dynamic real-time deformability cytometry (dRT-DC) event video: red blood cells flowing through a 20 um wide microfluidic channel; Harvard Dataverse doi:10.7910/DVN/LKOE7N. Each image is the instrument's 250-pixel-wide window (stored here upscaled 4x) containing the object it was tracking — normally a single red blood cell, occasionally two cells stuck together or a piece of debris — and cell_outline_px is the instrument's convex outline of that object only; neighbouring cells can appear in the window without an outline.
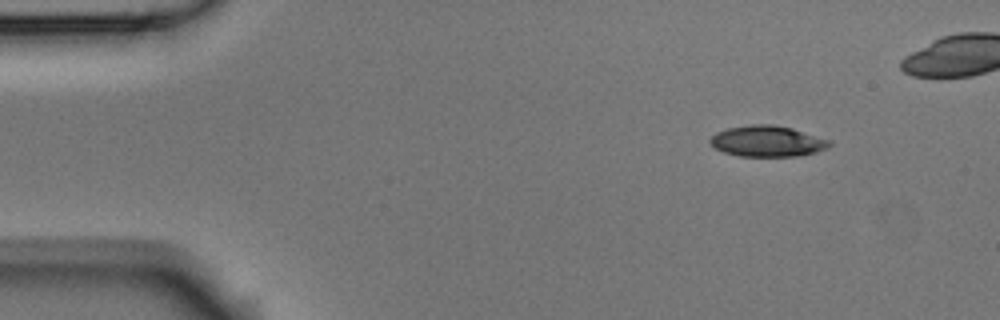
{"species": "Egyptian fruit bat (a non-hibernating species)", "species_latin": "Rousettus aegyptiacus", "temperature_condition": "room temperature", "stored_images_in_passage": 8, "camera_frame_rate_fps": 3000, "um_per_image_px": 0.085, "animal": {"sex": "male"}, "frame": {"image": 1, "passage_image": 1, "time_ms": 0.0, "image_size_px": [1000, 320], "cell_outline_px": [[832, 144], [828, 148], [816, 152], [796, 156], [740, 156], [724, 152], [708, 144], [708, 140], [716, 132], [728, 128], [752, 124], [772, 124], [792, 128], [832, 140]], "centroid_in_image_um": [65.23, 12.0], "position_along_channel_um": 19.8, "area_um2": 21.68}}
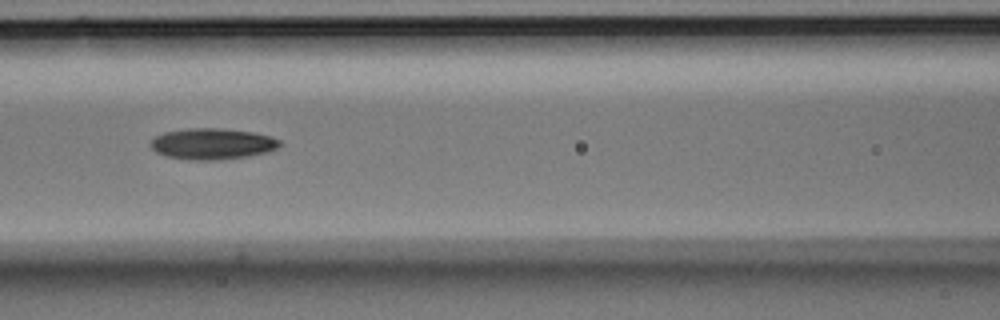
{"frame": {"image": 2, "passage_image": 6, "time_ms": 1.667, "image_size_px": [1000, 320], "cell_outline_px": [[280, 144], [276, 148], [268, 152], [248, 156], [216, 160], [192, 160], [168, 156], [156, 152], [148, 144], [156, 136], [164, 132], [188, 128], [220, 128], [252, 132], [272, 136], [280, 140]], "centroid_in_image_um": [18.04, 12.22], "position_along_channel_um": 148.6, "area_um2": 23.35}}
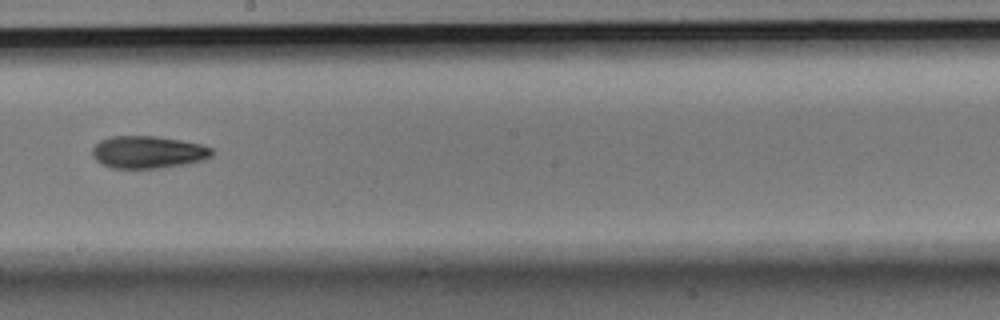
{"frame": {"image": 3, "passage_image": 8, "time_ms": 2.333, "image_size_px": [1000, 320], "cell_outline_px": [[216, 152], [212, 156], [204, 160], [184, 164], [160, 168], [112, 168], [100, 164], [92, 156], [92, 148], [100, 140], [112, 136], [156, 136], [180, 140], [200, 144], [212, 148]], "centroid_in_image_um": [12.58, 12.93], "position_along_channel_um": 235.6, "area_um2": 22.72}}